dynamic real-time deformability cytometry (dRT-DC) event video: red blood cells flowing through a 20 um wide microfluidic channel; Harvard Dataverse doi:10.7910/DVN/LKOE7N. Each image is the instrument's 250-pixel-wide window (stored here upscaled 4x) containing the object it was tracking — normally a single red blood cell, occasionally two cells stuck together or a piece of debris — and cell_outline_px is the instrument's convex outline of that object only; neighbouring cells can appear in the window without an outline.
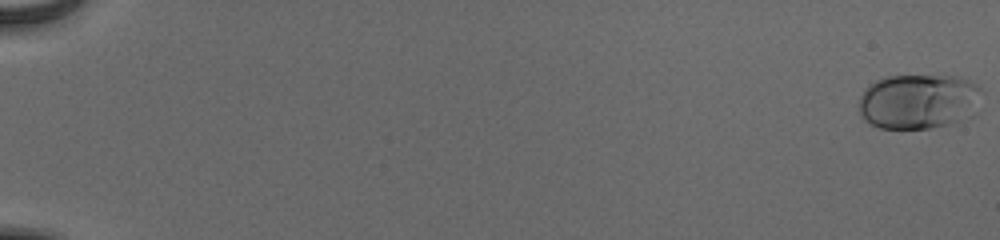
{"species": "human", "species_latin": "Homo sapiens", "temperature_condition": "cold", "stored_images_in_passage": 56, "camera_frame_rate_fps": 3000, "um_per_image_px": 0.085, "donor": {"sex": "male"}, "frame": {"image": 1, "passage_image": 1, "time_ms": 0.0, "image_size_px": [1000, 240], "cell_outline_px": [[980, 88], [960, 120], [956, 124], [928, 128], [880, 128], [864, 120], [860, 112], [860, 96], [864, 88], [876, 80], [884, 76], [956, 76], [968, 80], [976, 84]], "centroid_in_image_um": [77.91, 8.6], "position_along_channel_um": 7.1, "area_um2": 38.15}}
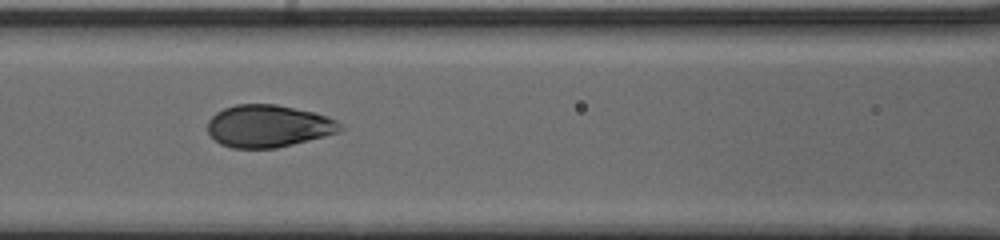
{"frame": {"image": 2, "passage_image": 28, "time_ms": 9.0, "image_size_px": [1000, 240], "cell_outline_px": [[348, 128], [340, 132], [276, 148], [232, 148], [220, 144], [208, 132], [208, 120], [216, 112], [224, 108], [236, 104], [276, 104], [316, 112], [328, 116], [336, 120]], "centroid_in_image_um": [22.85, 10.7], "position_along_channel_um": 143.7, "area_um2": 32.95}}
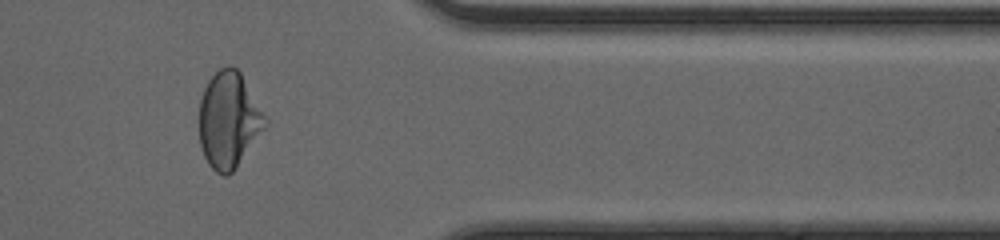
{"frame": {"image": 3, "passage_image": 48, "time_ms": 15.667, "image_size_px": [1000, 240], "cell_outline_px": [[268, 124], [232, 172], [228, 176], [224, 176], [216, 172], [208, 164], [204, 156], [200, 144], [200, 100], [204, 88], [208, 80], [220, 68], [228, 64], [236, 68], [240, 72], [264, 116]], "centroid_in_image_um": [19.42, 10.21], "position_along_channel_um": 392.0, "area_um2": 36.36}, "authors_computed_cell_mechanics": {"area_um2": 34.4777, "velocity_mm_per_s": 3.8835, "shape_relaxation_time_tau1_ms": 3.8877, "shape_relaxation_time_tau2_ms": null, "deformation_change_tau1": 0.1677, "deformation_change_tau2": null}}